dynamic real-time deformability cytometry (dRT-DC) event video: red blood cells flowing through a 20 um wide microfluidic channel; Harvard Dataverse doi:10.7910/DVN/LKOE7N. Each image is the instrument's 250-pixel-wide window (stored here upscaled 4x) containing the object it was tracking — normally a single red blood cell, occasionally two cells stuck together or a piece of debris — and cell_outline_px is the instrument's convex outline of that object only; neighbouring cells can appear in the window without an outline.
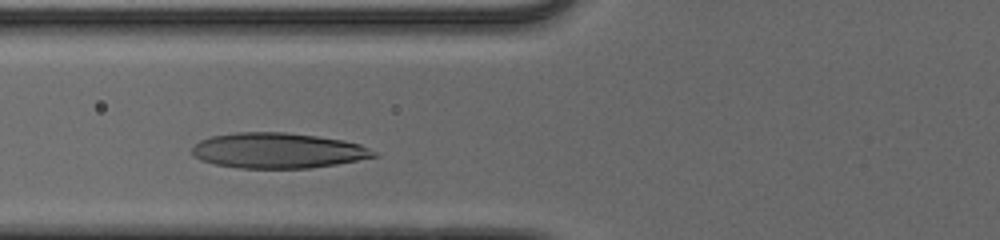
{"species": "human", "species_latin": "Homo sapiens", "temperature_condition": "cold", "stored_images_in_passage": 27, "camera_frame_rate_fps": 3000, "um_per_image_px": 0.085, "donor": {"sex": "male"}, "frame": {"image": 1, "passage_image": 4, "time_ms": 1.0, "image_size_px": [1000, 240], "cell_outline_px": [[380, 156], [336, 164], [308, 168], [240, 168], [216, 164], [200, 160], [192, 156], [192, 148], [200, 140], [212, 136], [236, 132], [284, 132], [316, 136], [344, 140], [360, 144], [376, 152]], "centroid_in_image_um": [23.62, 12.8], "position_along_channel_um": 102.2, "area_um2": 37.45}}
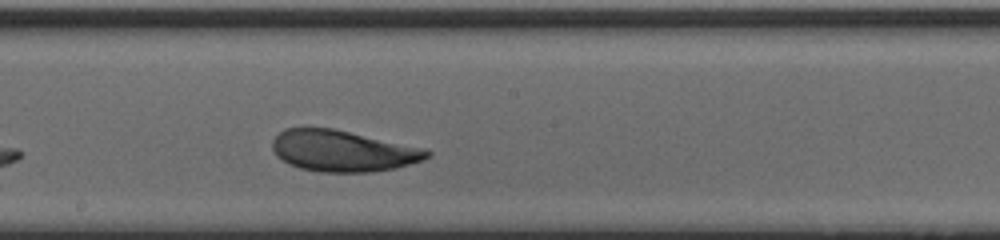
{"frame": {"image": 2, "passage_image": 13, "time_ms": 4.0, "image_size_px": [1000, 240], "cell_outline_px": [[432, 156], [396, 168], [372, 172], [320, 172], [300, 168], [288, 164], [276, 156], [272, 148], [272, 140], [284, 128], [332, 128], [428, 148], [432, 152]], "centroid_in_image_um": [29.16, 12.83], "position_along_channel_um": 219.0, "area_um2": 37.4}}
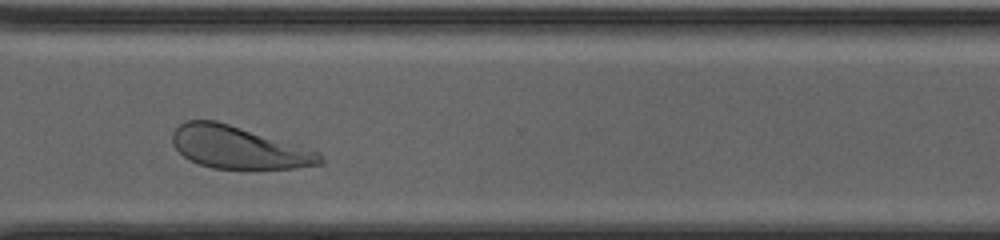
{"frame": {"image": 3, "passage_image": 23, "time_ms": 7.333, "image_size_px": [1000, 240], "cell_outline_px": [[324, 164], [296, 168], [212, 168], [188, 160], [172, 144], [172, 132], [180, 124], [188, 120], [216, 120], [296, 144], [320, 152], [324, 160]], "centroid_in_image_um": [20.28, 12.53], "position_along_channel_um": 350.3, "area_um2": 36.36}, "authors_computed_cell_mechanics": {"area_um2": 36.992, "velocity_mm_per_s": 3.9207, "shape_relaxation_time_tau1_ms": 2.9853, "shape_relaxation_time_tau2_ms": 1.6095, "deformation_change_tau1": 0.1362, "deformation_change_tau2": 0.0818}}